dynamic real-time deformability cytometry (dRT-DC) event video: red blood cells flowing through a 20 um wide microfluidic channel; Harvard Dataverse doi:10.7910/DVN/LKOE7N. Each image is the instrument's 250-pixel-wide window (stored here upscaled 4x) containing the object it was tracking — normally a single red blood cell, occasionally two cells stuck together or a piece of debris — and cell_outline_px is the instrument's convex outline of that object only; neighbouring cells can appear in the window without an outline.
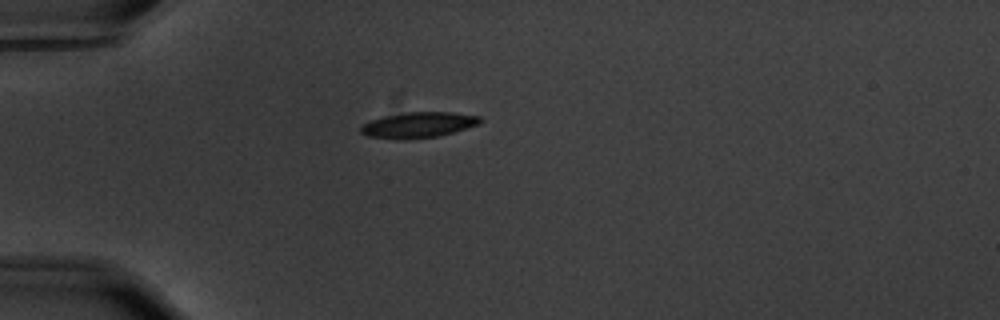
{"species": "common noctule bat (a hibernating species)", "species_latin": "Nyctalus noctula", "temperature_condition": "warm", "stored_images_in_passage": 42, "camera_frame_rate_fps": 3000, "um_per_image_px": 0.085, "animal": {"sex": "male", "body_mass_g": 20.1, "forearm_length_mm": 53.5}, "frame": {"image": 1, "passage_image": 1, "time_ms": 0.0, "image_size_px": [1000, 320], "cell_outline_px": [[484, 120], [480, 124], [440, 136], [368, 136], [360, 132], [360, 128], [364, 124], [372, 120], [384, 116], [408, 112], [452, 112], [480, 116]], "centroid_in_image_um": [35.69, 10.56], "position_along_channel_um": 49.3, "area_um2": 16.82}}
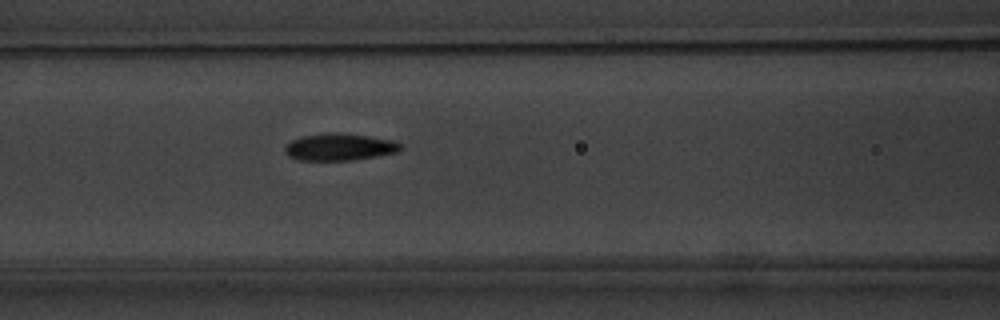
{"frame": {"image": 2, "passage_image": 10, "time_ms": 3.0, "image_size_px": [1000, 320], "cell_outline_px": [[404, 144], [400, 152], [352, 160], [300, 160], [288, 156], [284, 152], [284, 144], [300, 136], [328, 132], [336, 132], [368, 136], [396, 140]], "centroid_in_image_um": [28.88, 12.48], "position_along_channel_um": 137.7, "area_um2": 18.61}}
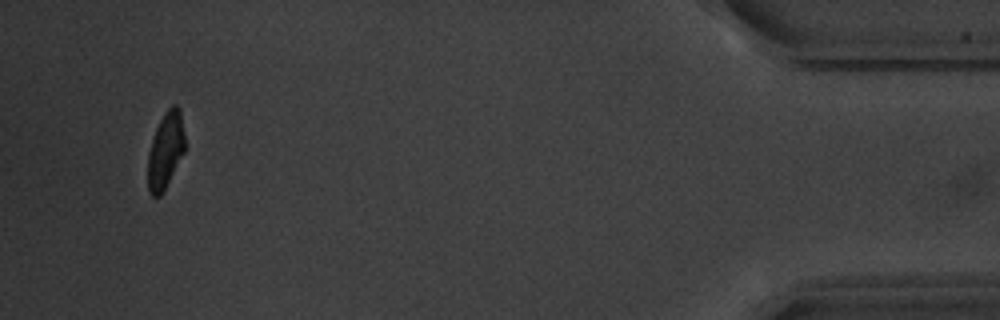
{"frame": {"image": 3, "passage_image": 40, "time_ms": 13.0, "image_size_px": [1000, 320], "cell_outline_px": [[184, 152], [160, 196], [152, 196], [148, 192], [148, 152], [156, 128], [164, 112], [172, 104], [176, 104], [180, 108], [184, 132]], "centroid_in_image_um": [14.06, 12.74], "position_along_channel_um": 421.1, "area_um2": 16.3}, "authors_computed_cell_mechanics": {"area_um2": 18.1203, "velocity_mm_per_s": 3.5209, "shape_relaxation_time_tau1_ms": 3.1644, "shape_relaxation_time_tau2_ms": 2.4942, "deformation_change_tau1": 0.1576, "deformation_change_tau2": 0.0511}}